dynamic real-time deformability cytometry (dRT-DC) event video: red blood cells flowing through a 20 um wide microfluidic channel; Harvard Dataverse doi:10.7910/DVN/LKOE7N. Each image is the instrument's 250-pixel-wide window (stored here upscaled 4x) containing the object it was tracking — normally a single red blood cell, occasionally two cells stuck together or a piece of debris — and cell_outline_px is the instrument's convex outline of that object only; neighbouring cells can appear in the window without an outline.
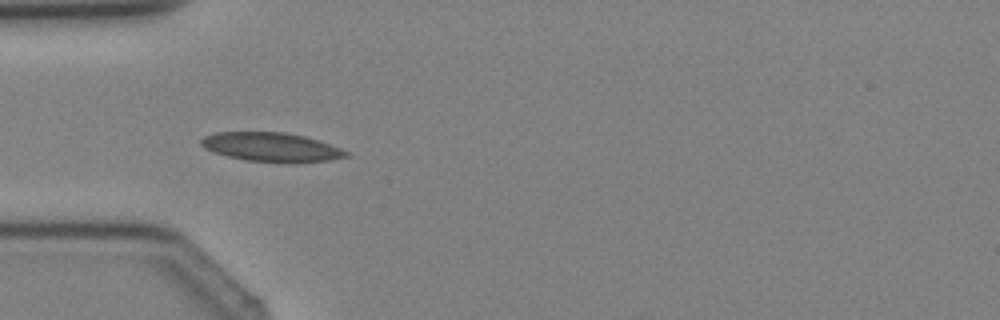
{"species": "Egyptian fruit bat (a non-hibernating species)", "species_latin": "Rousettus aegyptiacus", "temperature_condition": "cold", "stored_images_in_passage": 3, "camera_frame_rate_fps": 3000, "um_per_image_px": 0.085, "animal": {"sex": "female"}, "frame": {"image": 1, "passage_image": 2, "time_ms": 1.333, "image_size_px": [1000, 320], "cell_outline_px": [[352, 152], [348, 156], [328, 160], [244, 160], [212, 152], [204, 148], [200, 144], [200, 140], [204, 136], [216, 132], [284, 132], [304, 136], [320, 140]], "centroid_in_image_um": [23.03, 12.45], "position_along_channel_um": 62.0, "area_um2": 23.81}}
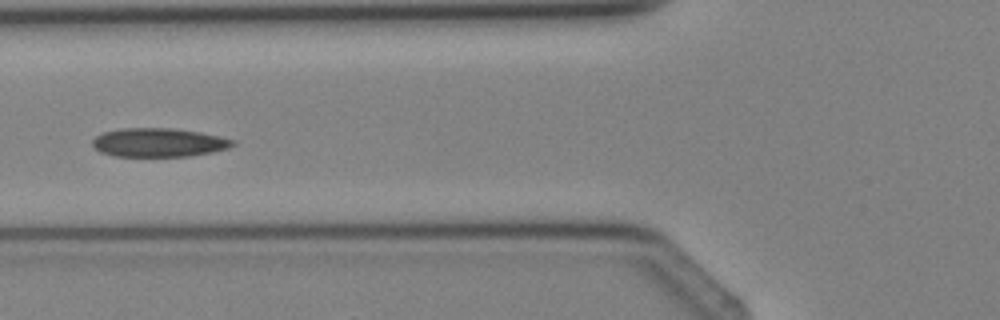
{"frame": {"image": 2, "passage_image": 3, "time_ms": 2.333, "image_size_px": [1000, 320], "cell_outline_px": [[236, 144], [228, 148], [212, 152], [188, 156], [116, 156], [100, 152], [92, 144], [92, 140], [100, 132], [120, 128], [172, 128], [200, 132], [220, 136], [236, 140]], "centroid_in_image_um": [13.49, 12.1], "position_along_channel_um": 112.3, "area_um2": 23.64}}